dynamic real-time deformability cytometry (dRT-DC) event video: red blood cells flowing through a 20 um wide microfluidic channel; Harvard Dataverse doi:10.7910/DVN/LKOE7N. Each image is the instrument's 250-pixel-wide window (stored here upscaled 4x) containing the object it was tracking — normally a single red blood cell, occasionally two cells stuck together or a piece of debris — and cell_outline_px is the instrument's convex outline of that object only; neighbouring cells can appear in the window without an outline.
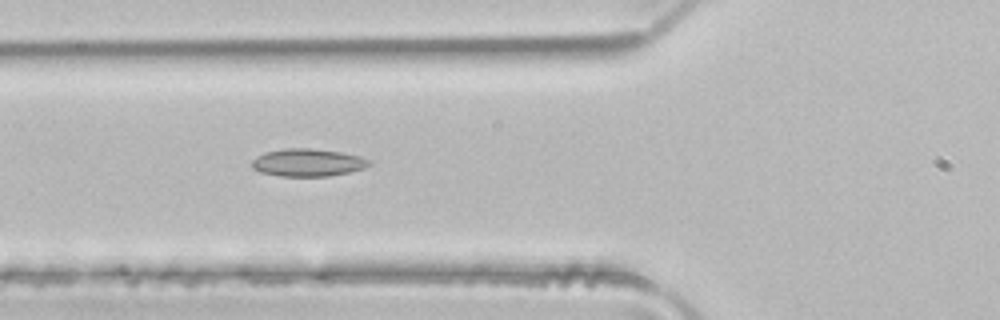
{"species": "common noctule bat (a hibernating species)", "species_latin": "Nyctalus noctula", "temperature_condition": "room temperature", "stored_images_in_passage": 4, "camera_frame_rate_fps": 3000, "um_per_image_px": 0.085, "animal": {"sex": "male", "body_mass_g": 21.5, "forearm_length_mm": 52.0}, "frame": {"image": 1, "passage_image": 4, "time_ms": 1.0, "image_size_px": [1000, 320], "cell_outline_px": [[372, 164], [364, 168], [348, 172], [328, 176], [280, 176], [260, 172], [252, 168], [252, 160], [256, 156], [264, 152], [284, 148], [312, 148], [340, 152], [360, 156], [368, 160]], "centroid_in_image_um": [26.13, 13.81], "position_along_channel_um": 99.7, "area_um2": 18.9}}